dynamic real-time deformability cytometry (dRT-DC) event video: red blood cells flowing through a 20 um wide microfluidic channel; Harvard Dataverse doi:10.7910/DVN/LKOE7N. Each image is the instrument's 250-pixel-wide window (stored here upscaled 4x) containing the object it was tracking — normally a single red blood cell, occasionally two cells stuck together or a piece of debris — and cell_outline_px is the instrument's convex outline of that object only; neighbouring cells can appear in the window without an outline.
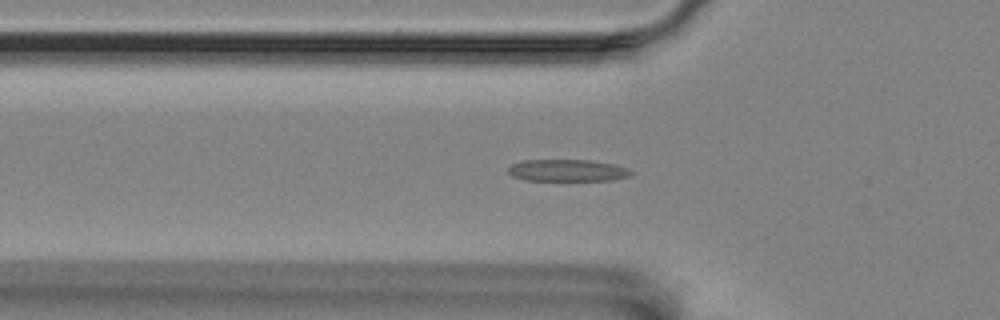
{"species": "Egyptian fruit bat (a non-hibernating species)", "species_latin": "Rousettus aegyptiacus", "temperature_condition": "room temperature", "stored_images_in_passage": 57, "camera_frame_rate_fps": 3000, "um_per_image_px": 0.085, "animal": {"sex": "female"}, "frame": {"image": 1, "passage_image": 19, "time_ms": 6.0, "image_size_px": [1000, 320], "cell_outline_px": [[632, 176], [612, 180], [524, 180], [512, 176], [508, 172], [508, 168], [512, 164], [524, 160], [588, 160], [612, 164], [628, 168], [632, 172]], "centroid_in_image_um": [48.23, 14.49], "position_along_channel_um": 77.6, "area_um2": 15.61}}
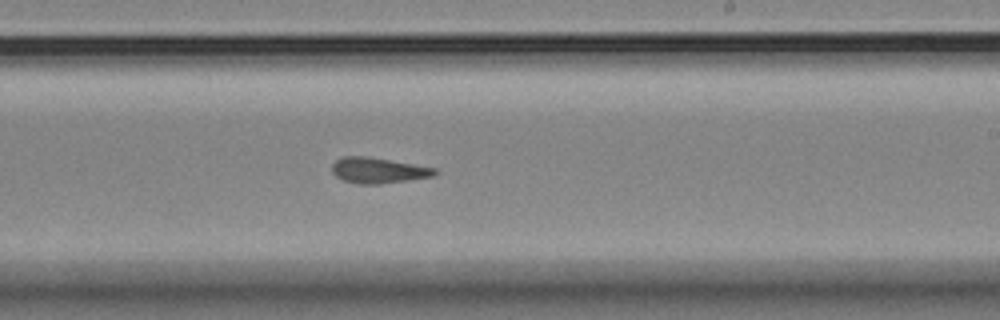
{"frame": {"image": 2, "passage_image": 34, "time_ms": 11.0, "image_size_px": [1000, 320], "cell_outline_px": [[440, 172], [432, 176], [408, 180], [380, 184], [360, 184], [344, 180], [336, 176], [332, 172], [332, 164], [336, 160], [344, 156], [368, 156], [436, 168]], "centroid_in_image_um": [32.15, 14.48], "position_along_channel_um": 256.8, "area_um2": 15.32}}
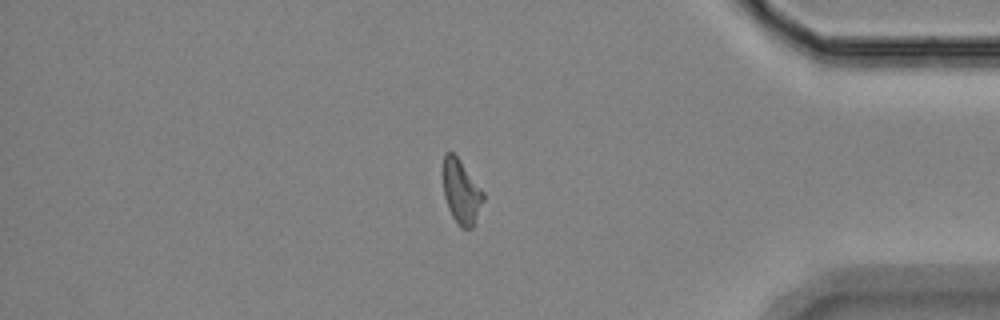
{"frame": {"image": 3, "passage_image": 48, "time_ms": 15.667, "image_size_px": [1000, 320], "cell_outline_px": [[484, 200], [472, 228], [460, 228], [452, 216], [448, 208], [444, 196], [444, 152], [452, 152], [460, 160], [484, 192]], "centroid_in_image_um": [39.22, 16.32], "position_along_channel_um": 396.0, "area_um2": 14.8}, "authors_computed_cell_mechanics": {"area_um2": 15.4904, "velocity_mm_per_s": 3.569, "shape_relaxation_time_tau1_ms": null, "shape_relaxation_time_tau2_ms": 4.3681, "deformation_change_tau1": null, "deformation_change_tau2": 0.1309}}